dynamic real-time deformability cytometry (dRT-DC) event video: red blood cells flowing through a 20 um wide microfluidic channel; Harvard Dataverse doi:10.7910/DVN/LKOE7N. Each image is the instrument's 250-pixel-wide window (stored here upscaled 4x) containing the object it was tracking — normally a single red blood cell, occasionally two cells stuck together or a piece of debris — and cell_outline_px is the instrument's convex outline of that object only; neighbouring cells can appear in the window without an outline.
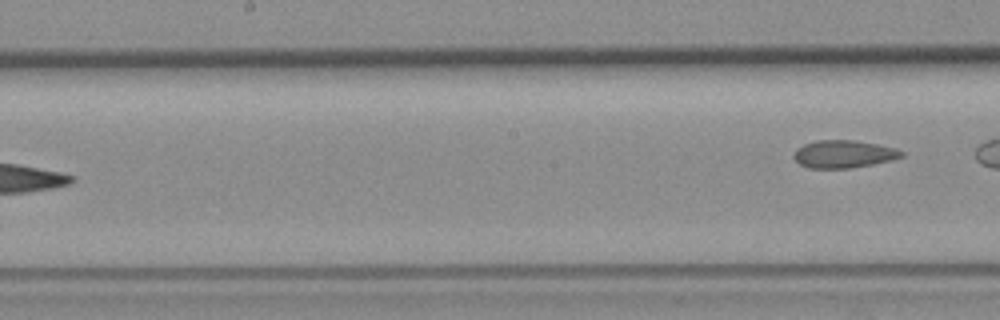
{"species": "common noctule bat (a hibernating species)", "species_latin": "Nyctalus noctula", "temperature_condition": "room temperature", "stored_images_in_passage": 6, "segment_of_instrument_passage": [2, 2], "camera_frame_rate_fps": 3000, "um_per_image_px": 0.085, "animal": {"sex": "female", "body_mass_g": 19.3, "forearm_length_mm": 54.1}, "frame": {"image": 1, "passage_image": 6, "time_ms": 7.333, "image_size_px": [1000, 320], "cell_outline_px": [[904, 156], [892, 160], [872, 164], [848, 168], [808, 168], [800, 164], [792, 156], [796, 148], [804, 144], [816, 140], [852, 140], [876, 144], [896, 148], [904, 152]], "centroid_in_image_um": [71.69, 13.09], "position_along_channel_um": 176.5, "area_um2": 17.34}}